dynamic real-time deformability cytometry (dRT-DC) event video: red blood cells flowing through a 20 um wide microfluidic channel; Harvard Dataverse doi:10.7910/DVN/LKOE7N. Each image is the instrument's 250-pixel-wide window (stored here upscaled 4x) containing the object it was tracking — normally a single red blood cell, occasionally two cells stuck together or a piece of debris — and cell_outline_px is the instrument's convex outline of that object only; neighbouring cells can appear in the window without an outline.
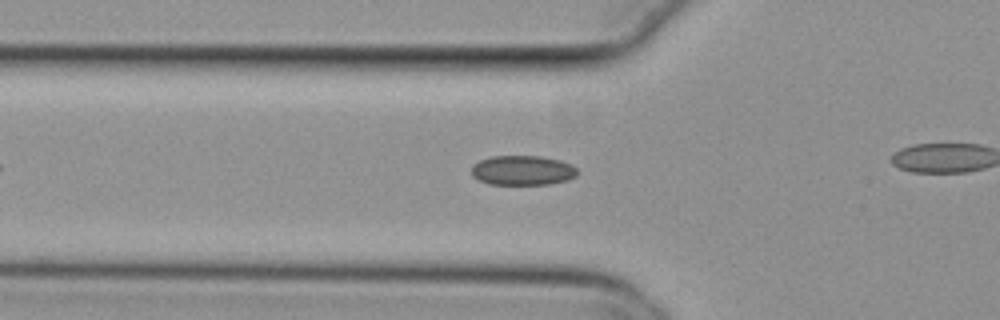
{"species": "common noctule bat (a hibernating species)", "species_latin": "Nyctalus noctula", "temperature_condition": "cold", "stored_images_in_passage": 25, "camera_frame_rate_fps": 3000, "um_per_image_px": 0.085, "animal": {"sex": "female", "body_mass_g": 29.2, "forearm_length_mm": 56.3}, "frame": {"image": 1, "passage_image": 10, "time_ms": 3.0, "image_size_px": [1000, 320], "cell_outline_px": [[576, 176], [568, 180], [548, 184], [488, 184], [472, 176], [472, 164], [480, 160], [492, 156], [540, 156], [560, 160], [572, 164], [576, 168]], "centroid_in_image_um": [44.41, 14.47], "position_along_channel_um": 81.4, "area_um2": 18.32}}
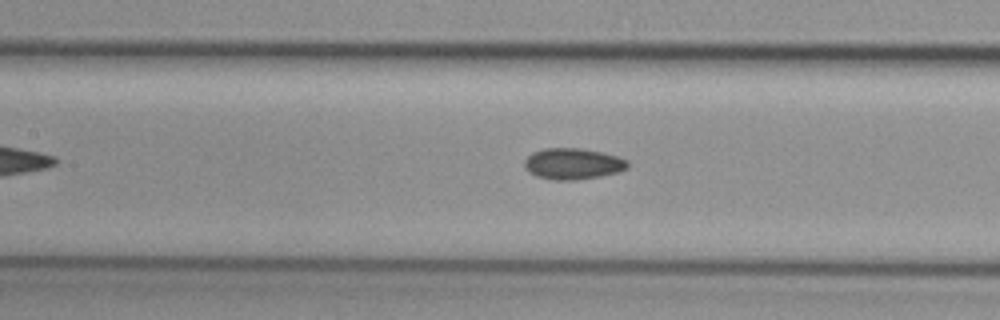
{"frame": {"image": 2, "passage_image": 16, "time_ms": 5.0, "image_size_px": [1000, 320], "cell_outline_px": [[628, 168], [620, 172], [600, 176], [576, 180], [552, 180], [536, 176], [528, 172], [524, 168], [524, 160], [532, 152], [544, 148], [580, 148], [600, 152], [616, 156], [628, 160]], "centroid_in_image_um": [48.67, 13.93], "position_along_channel_um": 158.7, "area_um2": 18.9}}
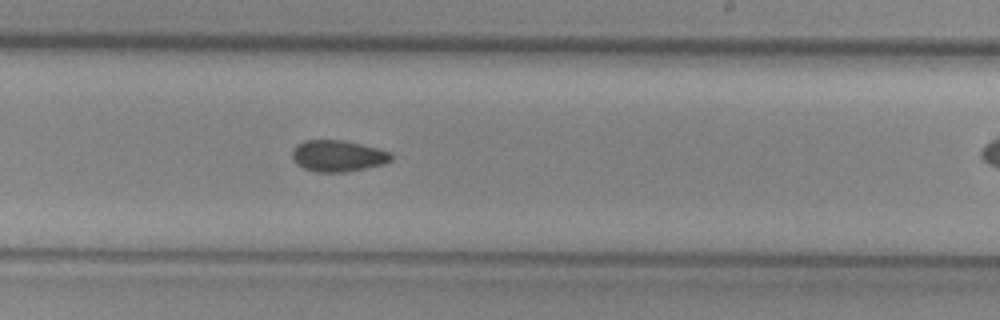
{"frame": {"image": 3, "passage_image": 24, "time_ms": 7.667, "image_size_px": [1000, 320], "cell_outline_px": [[392, 160], [384, 164], [344, 172], [316, 172], [304, 168], [296, 164], [292, 160], [292, 152], [296, 144], [304, 140], [340, 140], [360, 144], [392, 152]], "centroid_in_image_um": [28.69, 13.25], "position_along_channel_um": 260.3, "area_um2": 18.09}}